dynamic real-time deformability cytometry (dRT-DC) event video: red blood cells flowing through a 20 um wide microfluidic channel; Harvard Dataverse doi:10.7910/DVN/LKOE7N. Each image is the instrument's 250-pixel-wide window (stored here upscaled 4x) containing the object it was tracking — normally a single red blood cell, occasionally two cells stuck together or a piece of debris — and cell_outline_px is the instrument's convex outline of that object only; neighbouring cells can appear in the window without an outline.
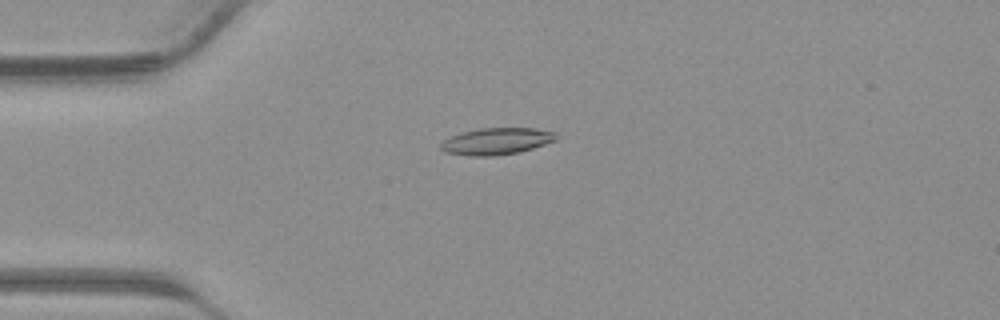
{"species": "common noctule bat (a hibernating species)", "species_latin": "Nyctalus noctula", "temperature_condition": "warm", "stored_images_in_passage": 41, "camera_frame_rate_fps": 3000, "um_per_image_px": 0.085, "animal": {"sex": "male", "body_mass_g": 23.1, "forearm_length_mm": 52.7}, "frame": {"image": 1, "passage_image": 11, "time_ms": 3.333, "image_size_px": [1000, 320], "cell_outline_px": [[556, 140], [532, 148], [516, 152], [492, 156], [468, 156], [444, 152], [440, 148], [440, 144], [444, 140], [460, 132], [480, 128], [536, 128], [556, 132]], "centroid_in_image_um": [42.17, 12.0], "position_along_channel_um": 42.8, "area_um2": 17.92}}
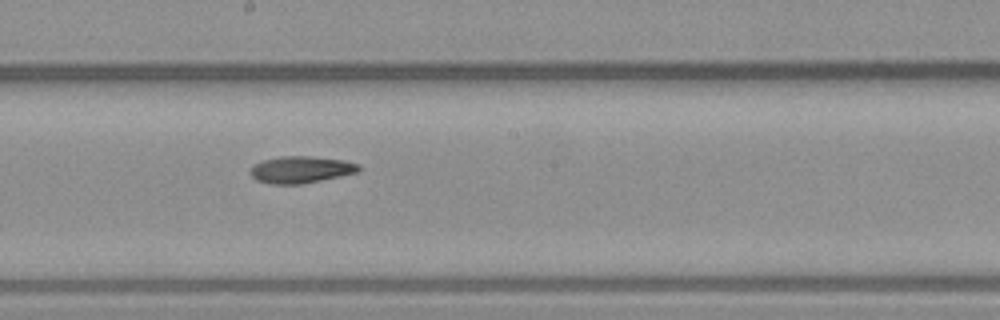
{"frame": {"image": 2, "passage_image": 23, "time_ms": 7.333, "image_size_px": [1000, 320], "cell_outline_px": [[360, 168], [356, 172], [340, 176], [300, 184], [272, 184], [256, 180], [252, 176], [252, 168], [256, 164], [264, 160], [280, 156], [312, 156], [344, 160], [360, 164]], "centroid_in_image_um": [25.6, 14.41], "position_along_channel_um": 222.6, "area_um2": 16.7}}
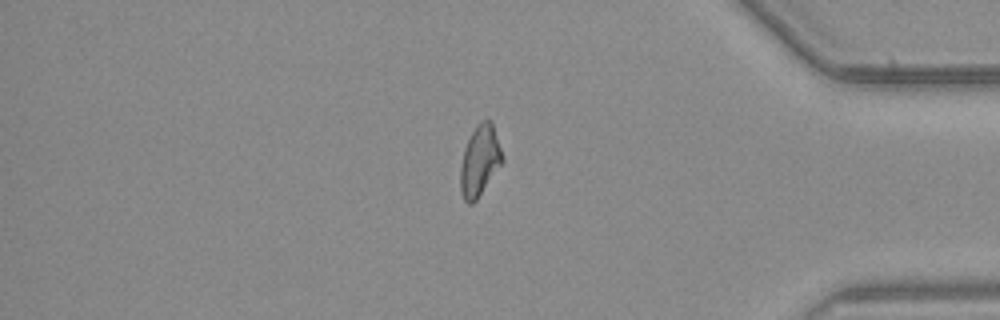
{"frame": {"image": 3, "passage_image": 35, "time_ms": 11.333, "image_size_px": [1000, 320], "cell_outline_px": [[504, 160], [476, 200], [472, 204], [468, 204], [464, 200], [460, 192], [460, 168], [464, 148], [476, 124], [480, 120], [492, 120]], "centroid_in_image_um": [40.76, 13.65], "position_along_channel_um": 394.4, "area_um2": 17.22}}